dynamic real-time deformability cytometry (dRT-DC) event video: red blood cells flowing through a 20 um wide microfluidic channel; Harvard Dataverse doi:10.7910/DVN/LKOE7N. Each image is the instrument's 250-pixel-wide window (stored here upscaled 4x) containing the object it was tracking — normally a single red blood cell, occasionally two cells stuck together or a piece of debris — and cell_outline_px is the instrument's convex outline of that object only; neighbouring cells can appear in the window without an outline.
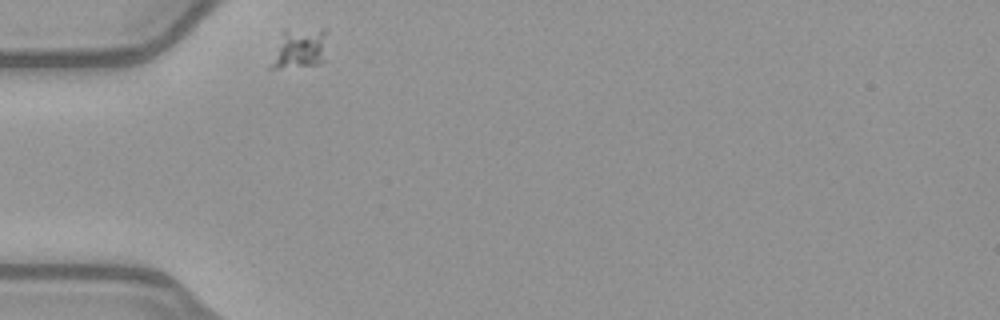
{"species": "common noctule bat (a hibernating species)", "species_latin": "Nyctalus noctula", "temperature_condition": "warm", "stored_images_in_passage": 32, "camera_frame_rate_fps": 3000, "um_per_image_px": 0.085, "animal": {"sex": "female", "body_mass_g": 21.9}, "frame": {"image": 1, "passage_image": 1, "time_ms": 0.0, "image_size_px": [1000, 320], "cell_outline_px": [[324, 60], [320, 64], [280, 68], [268, 68], [284, 32], [320, 28], [324, 28]], "centroid_in_image_um": [25.47, 4.17], "position_along_channel_um": 59.5, "area_um2": 12.37}}
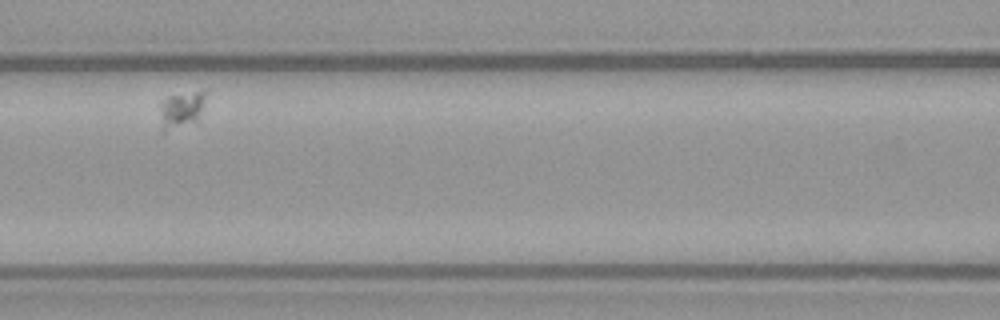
{"frame": {"image": 2, "passage_image": 10, "time_ms": 3.0, "image_size_px": [1000, 320], "cell_outline_px": [[208, 92], [200, 124], [160, 132], [164, 100], [168, 96], [204, 88], [208, 88]], "centroid_in_image_um": [15.6, 9.32], "position_along_channel_um": 151.0, "area_um2": 10.58}}
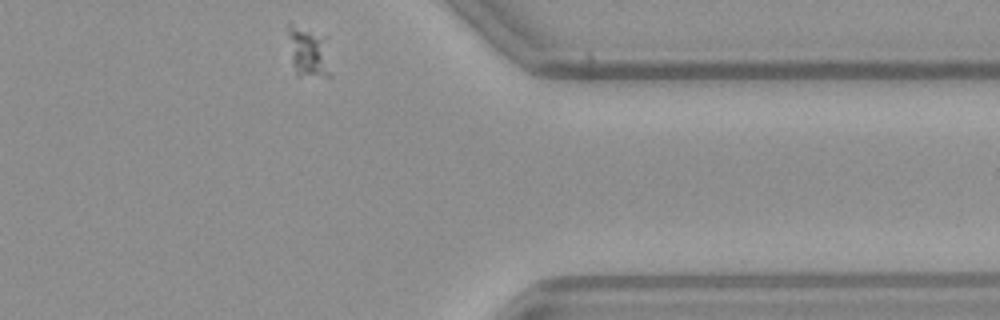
{"frame": {"image": 3, "passage_image": 32, "time_ms": 10.333, "image_size_px": [1000, 320], "cell_outline_px": [[332, 76], [296, 76], [292, 64], [288, 32], [288, 24], [324, 36]], "centroid_in_image_um": [26.22, 4.51], "position_along_channel_um": 385.2, "area_um2": 12.14}}